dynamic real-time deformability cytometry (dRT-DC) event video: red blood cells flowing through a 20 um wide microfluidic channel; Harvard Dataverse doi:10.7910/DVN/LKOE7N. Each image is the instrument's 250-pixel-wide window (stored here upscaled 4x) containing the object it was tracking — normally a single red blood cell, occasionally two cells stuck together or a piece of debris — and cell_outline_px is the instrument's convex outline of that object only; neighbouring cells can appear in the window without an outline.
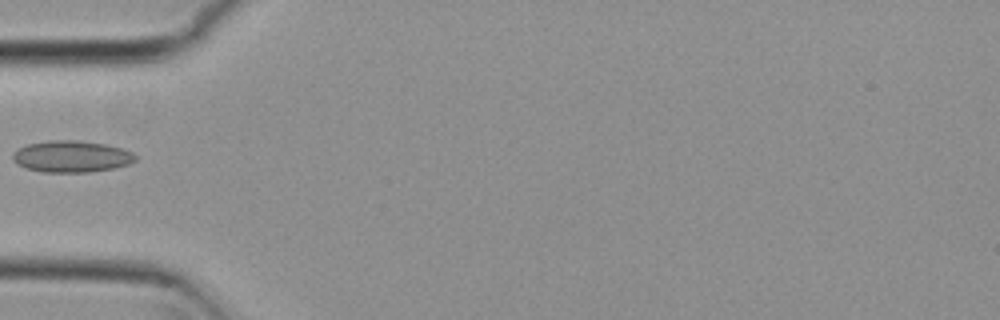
{"species": "common noctule bat (a hibernating species)", "species_latin": "Nyctalus noctula", "temperature_condition": "cold", "stored_images_in_passage": 5, "camera_frame_rate_fps": 3000, "um_per_image_px": 0.085, "animal": {"sex": "female", "body_mass_g": 29.2, "forearm_length_mm": 56.3}, "frame": {"image": 1, "passage_image": 4, "time_ms": 1.0, "image_size_px": [1000, 320], "cell_outline_px": [[136, 160], [128, 164], [112, 168], [88, 172], [44, 172], [24, 168], [16, 164], [12, 160], [12, 156], [20, 148], [28, 144], [48, 140], [80, 140], [104, 144], [120, 148], [132, 152], [136, 156]], "centroid_in_image_um": [6.05, 13.3], "position_along_channel_um": 78.9, "area_um2": 22.48}}
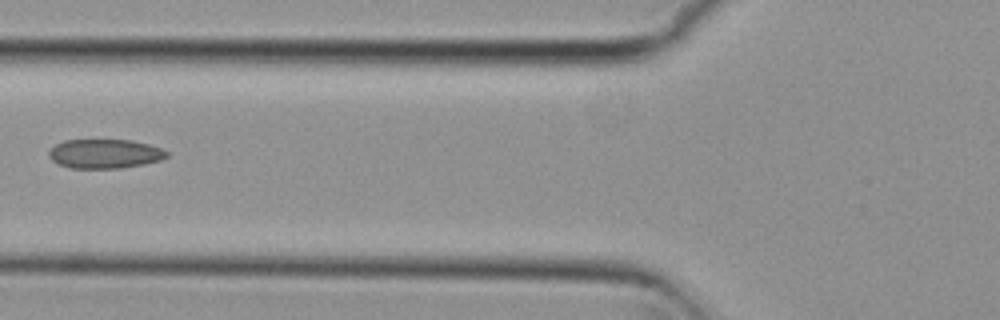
{"frame": {"image": 2, "passage_image": 5, "time_ms": 1.333, "image_size_px": [1000, 320], "cell_outline_px": [[168, 156], [160, 160], [144, 164], [120, 168], [68, 168], [52, 160], [48, 156], [48, 152], [56, 144], [64, 140], [128, 140], [148, 144], [160, 148], [168, 152]], "centroid_in_image_um": [8.89, 13.07], "position_along_channel_um": 116.9, "area_um2": 19.94}}